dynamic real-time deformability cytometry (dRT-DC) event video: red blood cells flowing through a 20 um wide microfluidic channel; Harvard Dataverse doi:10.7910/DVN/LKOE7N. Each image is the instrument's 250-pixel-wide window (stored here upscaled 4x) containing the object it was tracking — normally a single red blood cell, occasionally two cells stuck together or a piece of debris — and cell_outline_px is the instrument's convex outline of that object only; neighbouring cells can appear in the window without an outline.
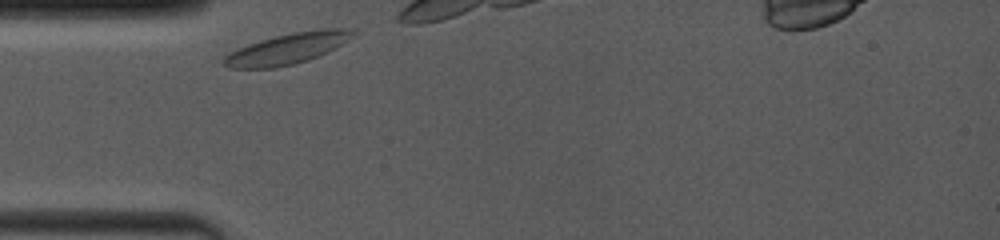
{"species": "common noctule bat (a hibernating species)", "species_latin": "Nyctalus noctula", "temperature_condition": "room temperature", "stored_images_in_passage": 2, "camera_frame_rate_fps": 4000, "um_per_image_px": 0.085, "animal": {"sex": "female", "body_mass_g": 19.0, "forearm_length_mm": 53.3}, "frame": {"image": 1, "passage_image": 1, "time_ms": 0.0, "image_size_px": [1000, 240], "cell_outline_px": [[356, 32], [348, 40], [328, 52], [308, 60], [292, 64], [272, 68], [228, 68], [220, 60], [228, 52], [248, 44], [276, 36], [292, 32], [320, 28], [356, 28]], "centroid_in_image_um": [24.44, 4.12], "position_along_channel_um": 60.6, "area_um2": 23.29}}